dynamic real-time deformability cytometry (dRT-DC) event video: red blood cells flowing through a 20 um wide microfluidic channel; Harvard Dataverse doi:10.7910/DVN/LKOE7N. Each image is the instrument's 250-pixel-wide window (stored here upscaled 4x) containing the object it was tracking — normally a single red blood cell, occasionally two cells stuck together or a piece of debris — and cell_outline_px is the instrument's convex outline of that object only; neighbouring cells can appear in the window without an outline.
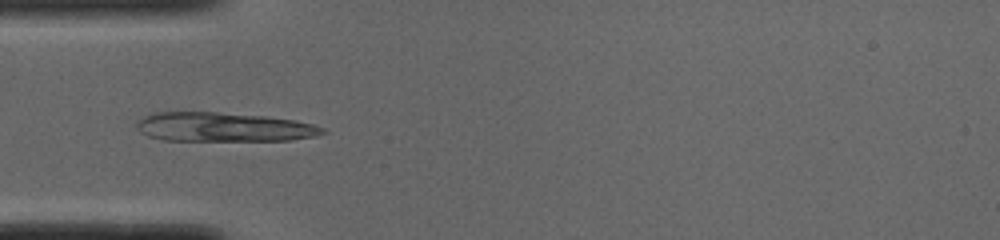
{"species": "common noctule bat (a hibernating species)", "species_latin": "Nyctalus noctula", "temperature_condition": "cold", "stored_images_in_passage": 19, "segment_of_instrument_passage": [1, 2], "camera_frame_rate_fps": 3000, "um_per_image_px": 0.085, "animal": {"sex": "male", "body_mass_g": 19.0, "forearm_length_mm": 50.8}, "frame": {"image": 1, "passage_image": 1, "time_ms": 0.0, "image_size_px": [1000, 240], "cell_outline_px": [[328, 132], [312, 136], [292, 140], [164, 140], [148, 136], [140, 132], [136, 128], [136, 124], [144, 116], [156, 112], [216, 112], [264, 116], [296, 120], [312, 124], [324, 128]], "centroid_in_image_um": [19.0, 10.8], "position_along_channel_um": 66.0, "area_um2": 31.39}}
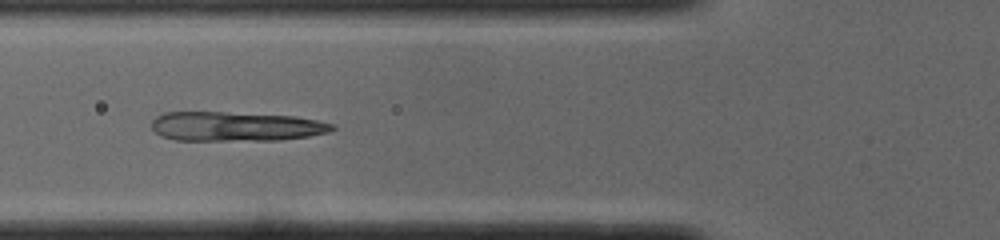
{"frame": {"image": 2, "passage_image": 4, "time_ms": 1.0, "image_size_px": [1000, 240], "cell_outline_px": [[336, 128], [328, 132], [308, 136], [280, 140], [176, 140], [160, 136], [152, 128], [152, 120], [156, 116], [164, 112], [224, 112], [296, 116], [316, 120], [332, 124]], "centroid_in_image_um": [20.01, 10.74], "position_along_channel_um": 105.8, "area_um2": 30.92}}
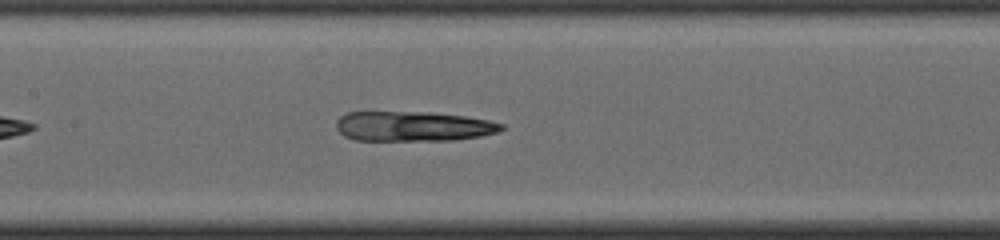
{"frame": {"image": 3, "passage_image": 9, "time_ms": 2.667, "image_size_px": [1000, 240], "cell_outline_px": [[504, 128], [496, 132], [480, 136], [456, 140], [356, 140], [344, 136], [336, 128], [336, 120], [340, 116], [348, 112], [432, 112], [464, 116], [488, 120], [504, 124]], "centroid_in_image_um": [35.1, 10.73], "position_along_channel_um": 172.3, "area_um2": 28.78}}